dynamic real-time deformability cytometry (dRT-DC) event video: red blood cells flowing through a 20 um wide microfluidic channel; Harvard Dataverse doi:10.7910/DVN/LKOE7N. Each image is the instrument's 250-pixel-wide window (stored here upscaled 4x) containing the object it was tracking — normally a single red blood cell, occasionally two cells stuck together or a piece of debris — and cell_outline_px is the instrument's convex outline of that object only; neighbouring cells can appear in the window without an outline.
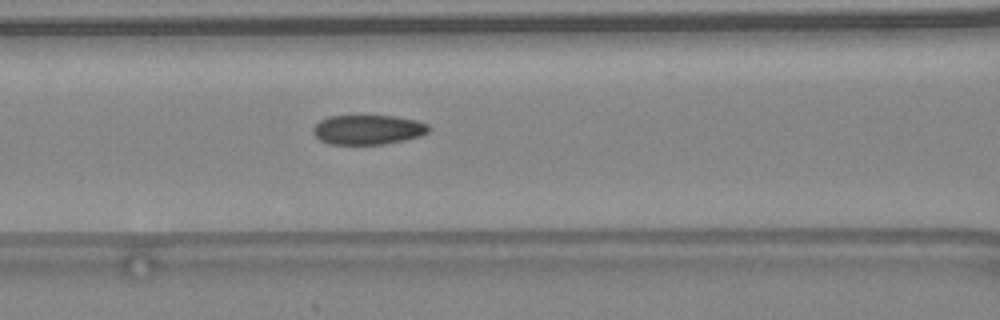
{"species": "common noctule bat (a hibernating species)", "species_latin": "Nyctalus noctula", "temperature_condition": "warm", "stored_images_in_passage": 30, "camera_frame_rate_fps": 3000, "um_per_image_px": 0.085, "animal": {"sex": "female", "body_mass_g": 24.6, "forearm_length_mm": 56.2}, "frame": {"image": 1, "passage_image": 5, "time_ms": 1.333, "image_size_px": [1000, 320], "cell_outline_px": [[432, 128], [428, 132], [420, 136], [404, 140], [384, 144], [332, 144], [320, 140], [312, 132], [312, 128], [320, 120], [328, 116], [396, 116], [416, 120], [428, 124]], "centroid_in_image_um": [31.29, 11.02], "position_along_channel_um": 135.3, "area_um2": 20.0}, "authors_computed_cell_mechanics": {"area_um2": 20.6057, "velocity_mm_per_s": 4.5646, "shape_relaxation_time_tau1_ms": null, "shape_relaxation_time_tau2_ms": 1.4319, "deformation_change_tau1": null, "deformation_change_tau2": 0.0726}}